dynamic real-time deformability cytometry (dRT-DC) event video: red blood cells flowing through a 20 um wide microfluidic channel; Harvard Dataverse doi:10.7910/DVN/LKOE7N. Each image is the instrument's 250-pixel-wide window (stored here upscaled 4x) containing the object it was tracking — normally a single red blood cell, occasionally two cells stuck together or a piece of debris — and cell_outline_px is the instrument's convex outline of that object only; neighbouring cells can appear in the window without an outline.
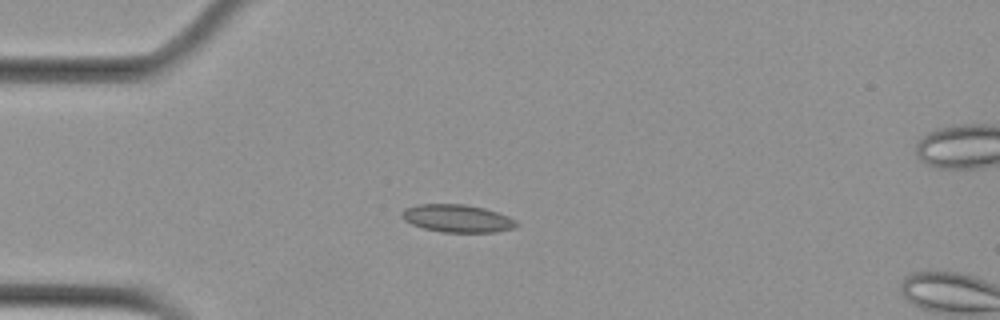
{"species": "Egyptian fruit bat (a non-hibernating species)", "species_latin": "Rousettus aegyptiacus", "temperature_condition": "cold", "stored_images_in_passage": 11, "camera_frame_rate_fps": 3000, "um_per_image_px": 0.085, "animal": {"sex": "female"}, "frame": {"image": 1, "passage_image": 8, "time_ms": 2.333, "image_size_px": [1000, 320], "cell_outline_px": [[520, 224], [516, 228], [496, 232], [444, 232], [424, 228], [412, 224], [404, 220], [400, 216], [400, 212], [404, 208], [416, 204], [464, 204], [484, 208], [508, 216], [516, 220]], "centroid_in_image_um": [38.87, 18.56], "position_along_channel_um": 46.1, "area_um2": 18.67}}